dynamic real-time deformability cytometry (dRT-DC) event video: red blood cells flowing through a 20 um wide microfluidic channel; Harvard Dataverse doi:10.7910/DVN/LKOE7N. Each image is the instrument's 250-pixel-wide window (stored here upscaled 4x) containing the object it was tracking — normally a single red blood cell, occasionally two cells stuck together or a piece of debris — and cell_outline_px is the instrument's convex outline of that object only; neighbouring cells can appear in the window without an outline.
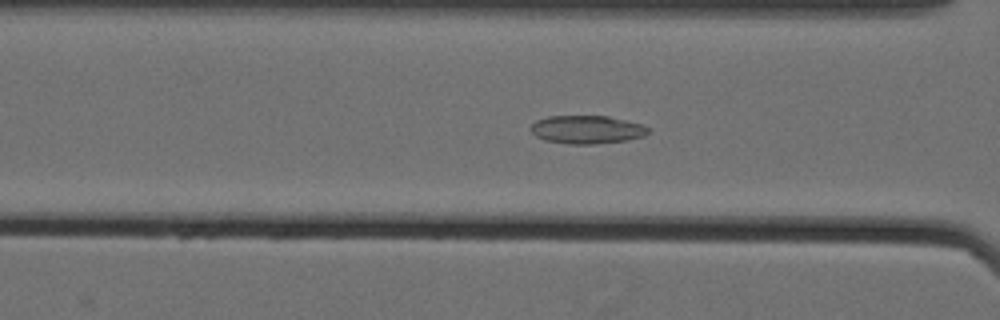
{"species": "Egyptian fruit bat (a non-hibernating species)", "species_latin": "Rousettus aegyptiacus", "temperature_condition": "cold", "stored_images_in_passage": 60, "camera_frame_rate_fps": 3000, "um_per_image_px": 0.085, "animal": {"sex": "female"}, "frame": {"image": 1, "passage_image": 28, "time_ms": 9.0, "image_size_px": [1000, 320], "cell_outline_px": [[648, 132], [644, 136], [628, 140], [596, 144], [568, 144], [544, 140], [536, 136], [528, 128], [536, 120], [548, 116], [608, 116], [640, 124], [648, 128]], "centroid_in_image_um": [49.84, 11.02], "position_along_channel_um": 116.8, "area_um2": 19.31}}
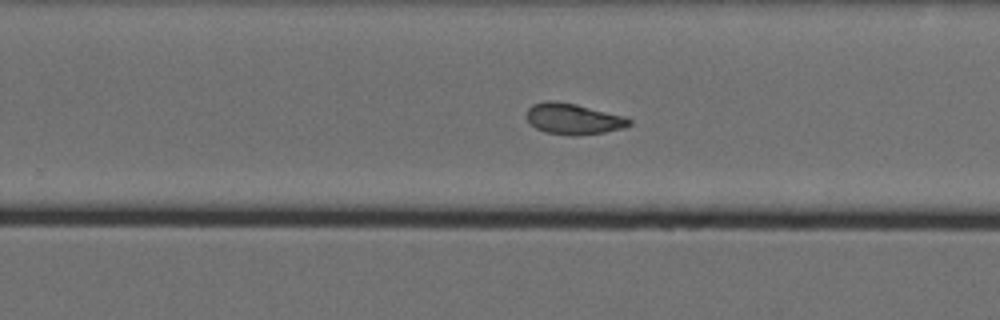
{"frame": {"image": 2, "passage_image": 42, "time_ms": 13.667, "image_size_px": [1000, 320], "cell_outline_px": [[632, 124], [624, 128], [604, 132], [576, 136], [572, 136], [544, 132], [536, 128], [524, 116], [528, 108], [532, 104], [548, 100], [556, 100], [576, 104], [624, 116], [632, 120]], "centroid_in_image_um": [48.71, 10.1], "position_along_channel_um": 281.1, "area_um2": 18.73}}
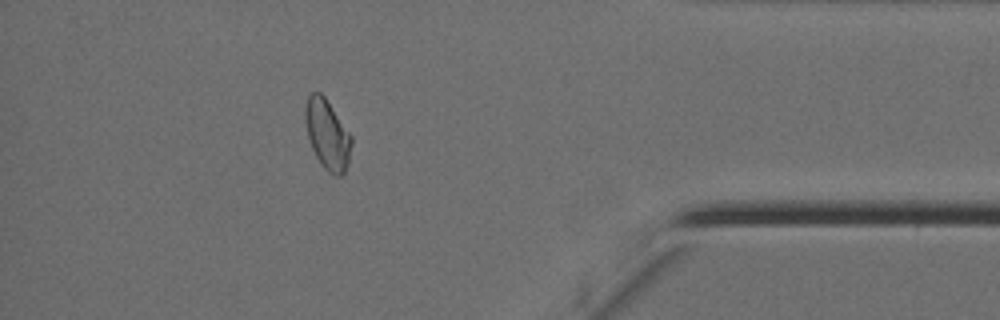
{"frame": {"image": 3, "passage_image": 55, "time_ms": 18.0, "image_size_px": [1000, 320], "cell_outline_px": [[352, 144], [348, 164], [344, 172], [340, 176], [336, 176], [328, 172], [324, 168], [316, 156], [312, 148], [308, 136], [304, 120], [304, 108], [308, 96], [312, 92], [320, 92], [324, 96], [352, 136]], "centroid_in_image_um": [27.82, 11.43], "position_along_channel_um": 407.4, "area_um2": 18.79}, "authors_computed_cell_mechanics": {"area_um2": 19.1896, "velocity_mm_per_s": 3.5359, "shape_relaxation_time_tau1_ms": null, "shape_relaxation_time_tau2_ms": 2.7786, "deformation_change_tau1": null, "deformation_change_tau2": 0.0746}}